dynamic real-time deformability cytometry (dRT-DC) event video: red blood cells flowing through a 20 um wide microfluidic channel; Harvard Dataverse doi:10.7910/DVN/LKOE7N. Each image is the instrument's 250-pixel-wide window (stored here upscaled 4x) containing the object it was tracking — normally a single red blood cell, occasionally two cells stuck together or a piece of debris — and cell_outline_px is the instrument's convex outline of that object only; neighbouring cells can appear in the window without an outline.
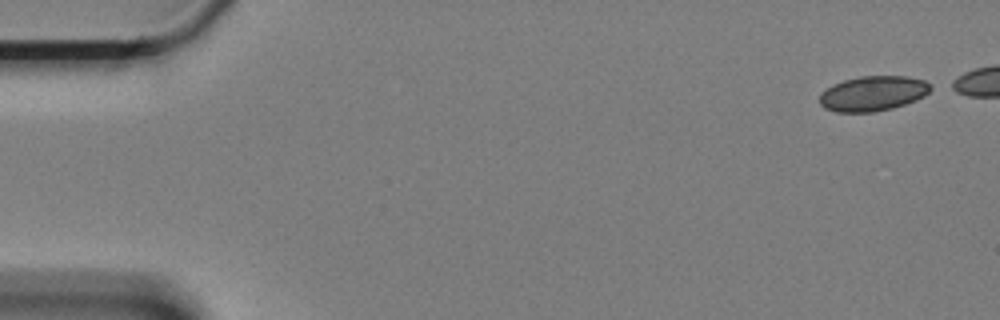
{"species": "Egyptian fruit bat (a non-hibernating species)", "species_latin": "Rousettus aegyptiacus", "temperature_condition": "cold", "stored_images_in_passage": 12, "camera_frame_rate_fps": 3000, "um_per_image_px": 0.085, "animal": {"sex": "female"}, "frame": {"image": 1, "passage_image": 1, "time_ms": 0.0, "image_size_px": [1000, 320], "cell_outline_px": [[936, 88], [924, 96], [916, 100], [892, 108], [872, 112], [836, 112], [824, 108], [820, 104], [820, 92], [832, 84], [844, 80], [860, 76], [904, 76], [924, 80], [932, 84]], "centroid_in_image_um": [74.22, 7.94], "position_along_channel_um": 10.8, "area_um2": 22.89}}